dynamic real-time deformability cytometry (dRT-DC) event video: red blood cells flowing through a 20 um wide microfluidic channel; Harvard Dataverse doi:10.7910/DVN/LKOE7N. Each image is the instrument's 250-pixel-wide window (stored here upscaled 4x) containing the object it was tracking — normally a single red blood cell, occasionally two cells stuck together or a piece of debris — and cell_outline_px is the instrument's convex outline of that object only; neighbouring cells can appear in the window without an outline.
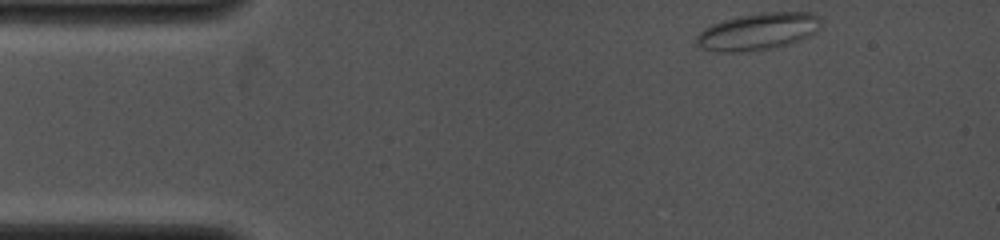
{"species": "common noctule bat (a hibernating species)", "species_latin": "Nyctalus noctula", "temperature_condition": "cold", "stored_images_in_passage": 5, "camera_frame_rate_fps": 4000, "um_per_image_px": 0.085, "animal": {"sex": "female", "body_mass_g": 19.0, "forearm_length_mm": 53.3}, "frame": {"image": 1, "passage_image": 1, "time_ms": 0.0, "image_size_px": [1000, 240], "cell_outline_px": [[820, 28], [816, 32], [808, 36], [788, 44], [772, 48], [748, 52], [720, 52], [704, 48], [696, 44], [696, 36], [704, 28], [712, 24], [724, 20], [740, 16], [760, 12], [812, 12], [820, 16]], "centroid_in_image_um": [64.45, 2.67], "position_along_channel_um": 20.6, "area_um2": 26.88}}
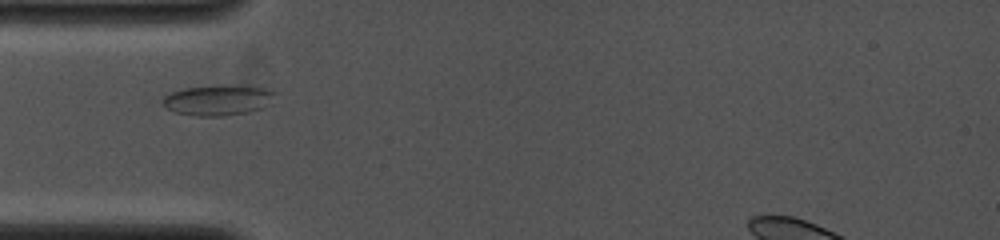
{"frame": {"image": 2, "passage_image": 4, "time_ms": 2.75, "image_size_px": [1000, 240], "cell_outline_px": [[276, 92], [272, 104], [264, 108], [248, 112], [224, 116], [196, 116], [176, 112], [168, 108], [160, 100], [164, 96], [172, 92], [184, 88], [224, 84], [228, 84], [264, 88]], "centroid_in_image_um": [18.58, 8.5], "position_along_channel_um": 66.4, "area_um2": 20.23}}